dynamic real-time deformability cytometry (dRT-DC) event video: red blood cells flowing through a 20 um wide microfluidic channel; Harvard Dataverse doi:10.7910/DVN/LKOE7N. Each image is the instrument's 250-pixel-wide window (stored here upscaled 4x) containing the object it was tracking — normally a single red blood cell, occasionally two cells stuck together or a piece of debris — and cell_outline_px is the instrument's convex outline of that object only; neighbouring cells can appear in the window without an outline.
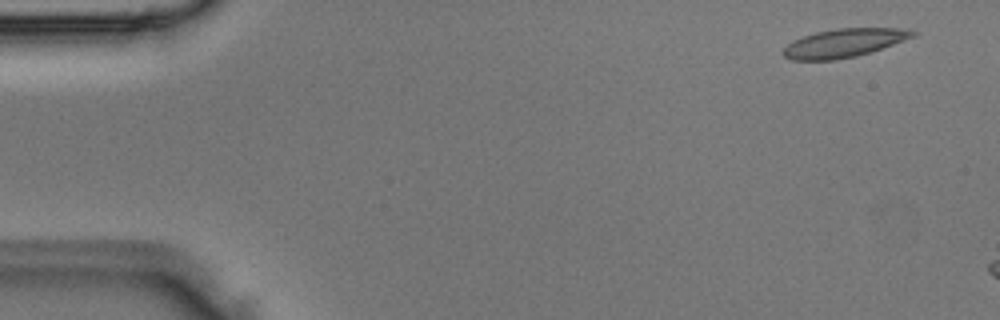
{"species": "Egyptian fruit bat (a non-hibernating species)", "species_latin": "Rousettus aegyptiacus", "temperature_condition": "room temperature", "stored_images_in_passage": 2, "camera_frame_rate_fps": 3000, "um_per_image_px": 0.085, "animal": {"sex": "male"}, "frame": {"image": 1, "passage_image": 2, "time_ms": 0.333, "image_size_px": [1000, 320], "cell_outline_px": [[916, 36], [856, 56], [836, 60], [792, 60], [784, 56], [780, 52], [792, 40], [816, 32], [836, 28], [908, 28], [916, 32]], "centroid_in_image_um": [71.71, 3.65], "position_along_channel_um": 13.3, "area_um2": 21.44}}